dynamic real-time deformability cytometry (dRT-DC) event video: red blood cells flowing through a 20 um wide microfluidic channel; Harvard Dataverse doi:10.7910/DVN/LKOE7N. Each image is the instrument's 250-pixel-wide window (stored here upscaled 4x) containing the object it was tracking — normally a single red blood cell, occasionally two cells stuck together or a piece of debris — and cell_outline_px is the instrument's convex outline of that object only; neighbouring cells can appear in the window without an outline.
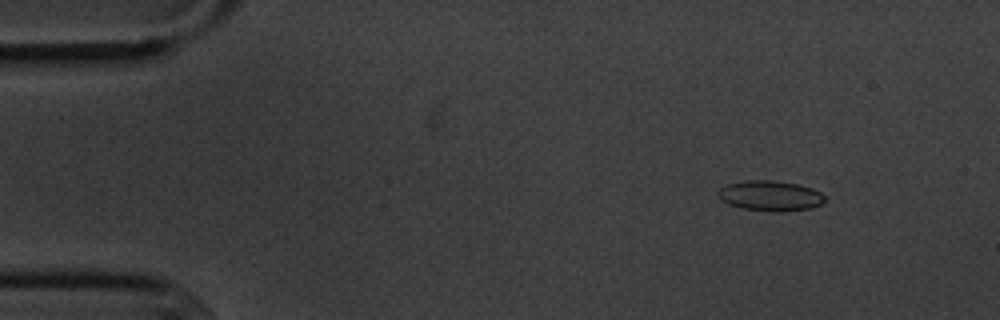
{"species": "common noctule bat (a hibernating species)", "species_latin": "Nyctalus noctula", "temperature_condition": "cold", "stored_images_in_passage": 6, "camera_frame_rate_fps": 3000, "um_per_image_px": 0.085, "animal": {"sex": "male", "body_mass_g": 20.1, "forearm_length_mm": 53.5}, "frame": {"image": 1, "passage_image": 3, "time_ms": 2.0, "image_size_px": [1000, 320], "cell_outline_px": [[824, 200], [820, 204], [812, 208], [772, 212], [740, 208], [728, 204], [720, 200], [716, 192], [720, 188], [728, 184], [748, 180], [772, 180], [796, 184], [812, 188], [820, 192], [824, 196]], "centroid_in_image_um": [65.42, 16.64], "position_along_channel_um": 19.6, "area_um2": 18.79}}
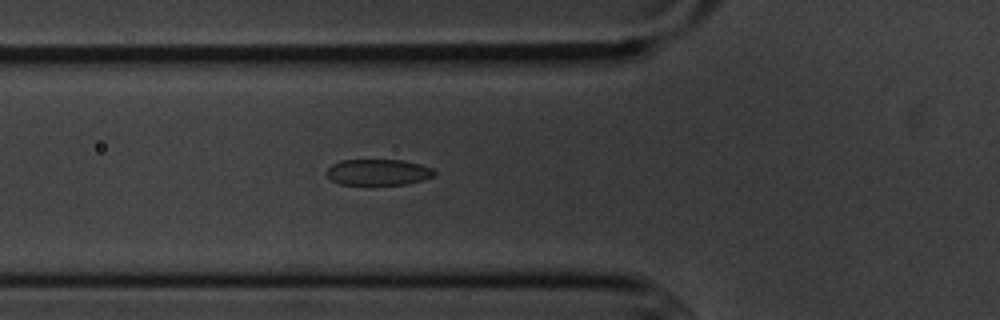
{"frame": {"image": 2, "passage_image": 6, "time_ms": 6.333, "image_size_px": [1000, 320], "cell_outline_px": [[436, 176], [424, 180], [404, 184], [372, 188], [340, 184], [332, 180], [324, 172], [332, 164], [340, 160], [404, 160], [420, 164], [432, 168], [436, 172]], "centroid_in_image_um": [32.14, 14.69], "position_along_channel_um": 93.7, "area_um2": 17.34}}